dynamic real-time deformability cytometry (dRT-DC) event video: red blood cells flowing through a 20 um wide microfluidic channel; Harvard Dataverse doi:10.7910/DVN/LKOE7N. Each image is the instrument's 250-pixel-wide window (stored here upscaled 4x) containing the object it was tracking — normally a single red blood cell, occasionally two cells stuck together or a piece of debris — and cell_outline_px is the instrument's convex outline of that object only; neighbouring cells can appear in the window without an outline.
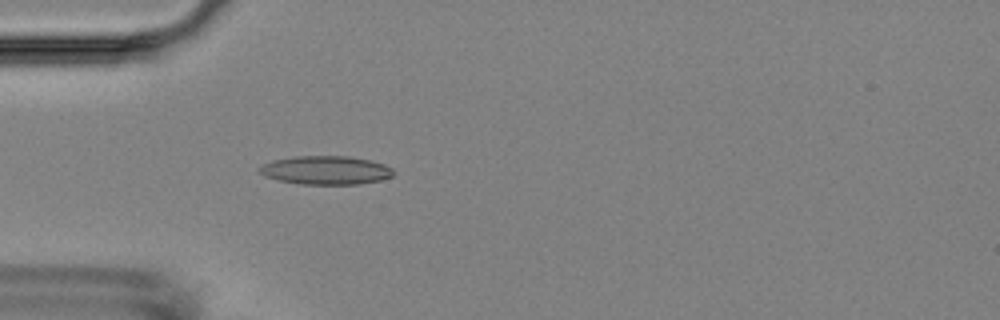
{"species": "Egyptian fruit bat (a non-hibernating species)", "species_latin": "Rousettus aegyptiacus", "temperature_condition": "room temperature", "stored_images_in_passage": 5, "camera_frame_rate_fps": 3000, "um_per_image_px": 0.085, "animal": {"sex": "female"}, "frame": {"image": 1, "passage_image": 5, "time_ms": 5.333, "image_size_px": [1000, 320], "cell_outline_px": [[396, 172], [392, 176], [380, 180], [360, 184], [300, 184], [280, 180], [264, 176], [260, 172], [260, 168], [264, 164], [272, 160], [296, 156], [348, 156], [372, 160], [384, 164], [392, 168]], "centroid_in_image_um": [27.74, 14.46], "position_along_channel_um": 57.3, "area_um2": 22.31}}